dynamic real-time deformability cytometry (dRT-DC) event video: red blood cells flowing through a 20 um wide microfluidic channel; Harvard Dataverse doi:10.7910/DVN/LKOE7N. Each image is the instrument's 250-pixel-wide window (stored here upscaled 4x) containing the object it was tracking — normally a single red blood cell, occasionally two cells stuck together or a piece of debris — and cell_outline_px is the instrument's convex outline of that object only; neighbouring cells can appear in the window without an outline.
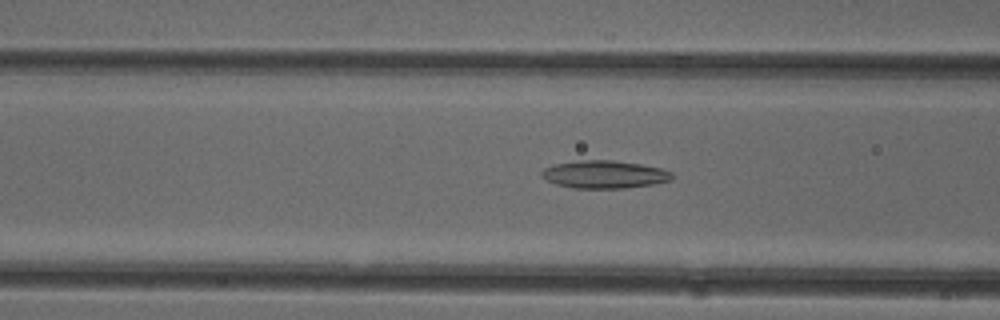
{"species": "common noctule bat (a hibernating species)", "species_latin": "Nyctalus noctula", "temperature_condition": "cold", "stored_images_in_passage": 40, "camera_frame_rate_fps": 3000, "um_per_image_px": 0.085, "animal": {"sex": "female"}, "frame": {"image": 1, "passage_image": 16, "time_ms": 5.0, "image_size_px": [1000, 320], "cell_outline_px": [[672, 180], [652, 184], [624, 188], [572, 188], [556, 184], [540, 176], [540, 172], [544, 168], [556, 164], [580, 160], [612, 160], [640, 164], [660, 168], [672, 172]], "centroid_in_image_um": [51.36, 14.82], "position_along_channel_um": 115.2, "area_um2": 20.98}}
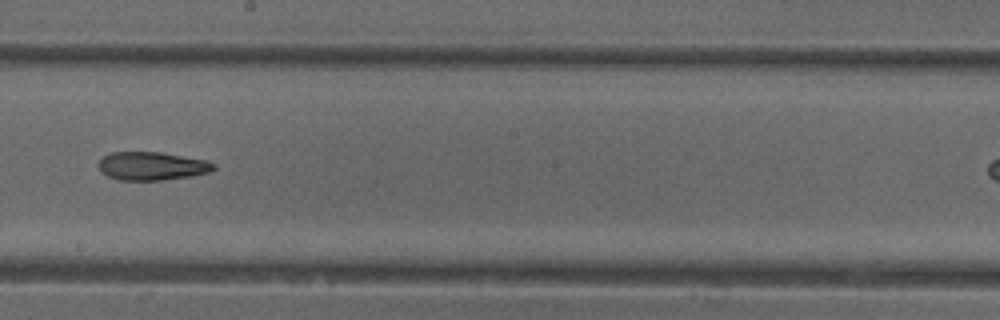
{"frame": {"image": 2, "passage_image": 25, "time_ms": 8.0, "image_size_px": [1000, 320], "cell_outline_px": [[216, 168], [208, 172], [192, 176], [160, 180], [120, 180], [108, 176], [100, 172], [100, 160], [104, 156], [112, 152], [160, 152], [208, 160], [216, 164]], "centroid_in_image_um": [12.95, 14.11], "position_along_channel_um": 235.3, "area_um2": 18.96}}
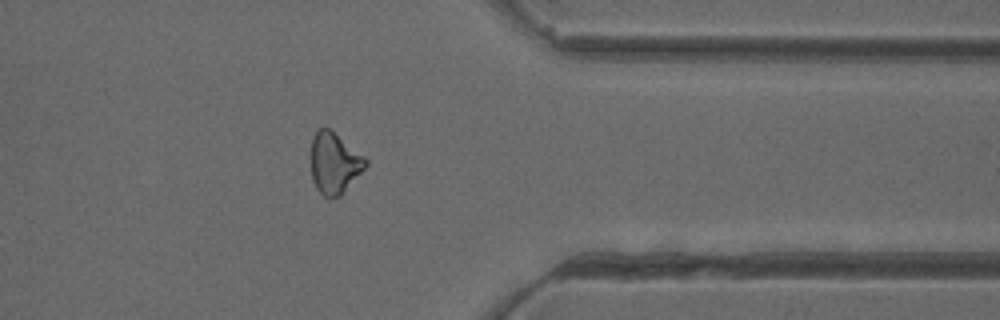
{"frame": {"image": 3, "passage_image": 37, "time_ms": 12.0, "image_size_px": [1000, 320], "cell_outline_px": [[368, 164], [340, 196], [324, 196], [316, 188], [312, 180], [312, 140], [316, 132], [320, 128], [328, 128], [364, 156], [368, 160]], "centroid_in_image_um": [28.43, 13.87], "position_along_channel_um": 383.0, "area_um2": 18.9}}